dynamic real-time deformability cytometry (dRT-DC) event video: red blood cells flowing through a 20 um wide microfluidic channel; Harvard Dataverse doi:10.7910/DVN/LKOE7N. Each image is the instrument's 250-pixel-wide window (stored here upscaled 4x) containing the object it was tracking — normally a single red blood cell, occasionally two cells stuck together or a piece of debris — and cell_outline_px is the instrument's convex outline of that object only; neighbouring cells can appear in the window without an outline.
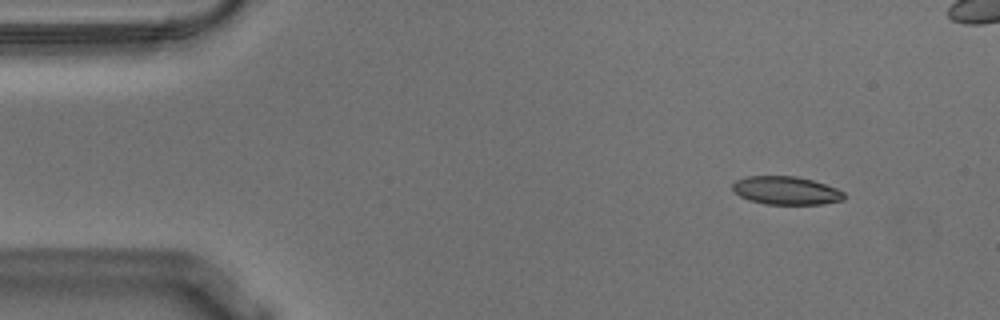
{"species": "Egyptian fruit bat (a non-hibernating species)", "species_latin": "Rousettus aegyptiacus", "temperature_condition": "warm", "stored_images_in_passage": 11, "camera_frame_rate_fps": 3000, "um_per_image_px": 0.085, "animal": {"sex": "male"}, "frame": {"image": 1, "passage_image": 1, "time_ms": 0.0, "image_size_px": [1000, 320], "cell_outline_px": [[844, 200], [820, 204], [764, 204], [748, 200], [732, 192], [732, 184], [736, 180], [748, 176], [796, 176], [812, 180], [836, 188], [844, 192]], "centroid_in_image_um": [66.77, 16.2], "position_along_channel_um": 18.2, "area_um2": 18.38}}
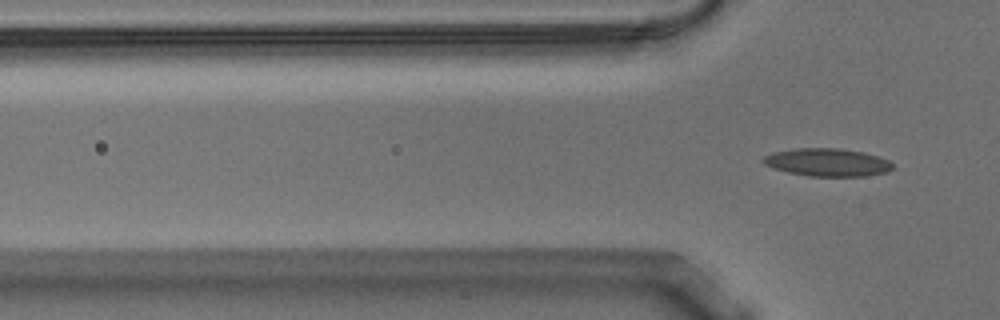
{"frame": {"image": 2, "passage_image": 11, "time_ms": 3.333, "image_size_px": [1000, 320], "cell_outline_px": [[892, 168], [888, 172], [864, 176], [808, 176], [788, 172], [772, 168], [764, 164], [760, 160], [764, 156], [772, 152], [792, 148], [840, 148], [864, 152], [888, 160], [892, 164]], "centroid_in_image_um": [70.27, 13.79], "position_along_channel_um": 55.5, "area_um2": 21.15}}